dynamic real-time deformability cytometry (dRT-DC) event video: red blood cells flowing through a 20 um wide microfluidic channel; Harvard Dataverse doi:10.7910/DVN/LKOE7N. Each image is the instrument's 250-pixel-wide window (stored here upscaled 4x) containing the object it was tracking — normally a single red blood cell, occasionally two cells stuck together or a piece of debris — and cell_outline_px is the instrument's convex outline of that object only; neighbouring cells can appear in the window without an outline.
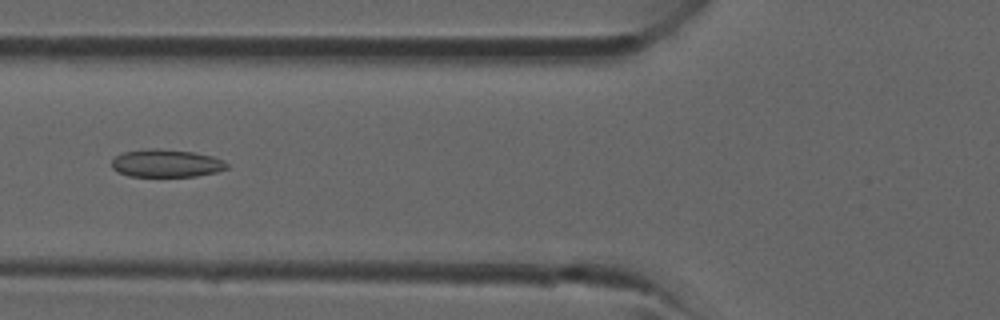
{"species": "common noctule bat (a hibernating species)", "species_latin": "Nyctalus noctula", "temperature_condition": "room temperature", "stored_images_in_passage": 27, "camera_frame_rate_fps": 3000, "um_per_image_px": 0.085, "animal": {"sex": "male", "forearm_length_mm": 52.5}, "frame": {"image": 1, "passage_image": 5, "time_ms": 1.333, "image_size_px": [1000, 320], "cell_outline_px": [[228, 168], [216, 172], [196, 176], [128, 176], [112, 168], [112, 160], [116, 156], [124, 152], [148, 148], [160, 148], [192, 152], [212, 156], [224, 160], [228, 164]], "centroid_in_image_um": [14.15, 13.87], "position_along_channel_um": 111.7, "area_um2": 18.61}}